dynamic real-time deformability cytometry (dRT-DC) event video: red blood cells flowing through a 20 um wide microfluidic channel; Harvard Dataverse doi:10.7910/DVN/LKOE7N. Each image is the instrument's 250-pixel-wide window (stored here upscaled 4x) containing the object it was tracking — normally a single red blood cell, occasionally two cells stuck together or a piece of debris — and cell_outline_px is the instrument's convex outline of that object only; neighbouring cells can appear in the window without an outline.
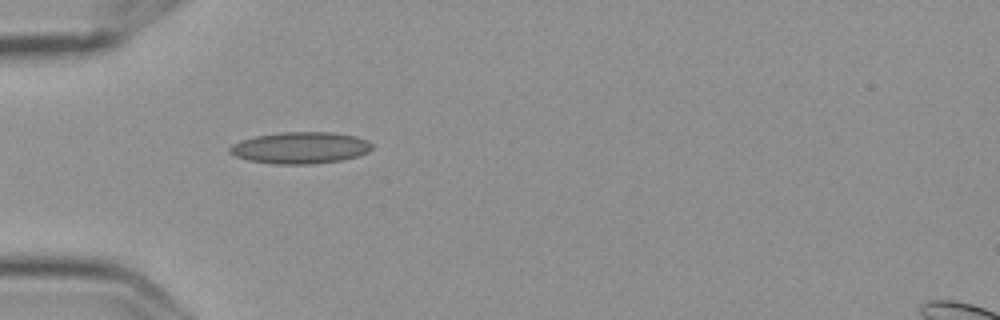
{"species": "Egyptian fruit bat (a non-hibernating species)", "species_latin": "Rousettus aegyptiacus", "temperature_condition": "cold", "stored_images_in_passage": 1, "camera_frame_rate_fps": 3000, "um_per_image_px": 0.085, "frame": {"image": 1, "passage_image": 1, "time_ms": 0.0, "image_size_px": [1000, 320], "cell_outline_px": [[372, 148], [368, 152], [360, 156], [340, 160], [312, 164], [272, 164], [248, 160], [236, 156], [228, 152], [228, 148], [232, 144], [256, 136], [280, 132], [332, 132], [356, 136], [368, 140], [372, 144]], "centroid_in_image_um": [25.55, 12.56], "position_along_channel_um": 59.5, "area_um2": 26.3}}